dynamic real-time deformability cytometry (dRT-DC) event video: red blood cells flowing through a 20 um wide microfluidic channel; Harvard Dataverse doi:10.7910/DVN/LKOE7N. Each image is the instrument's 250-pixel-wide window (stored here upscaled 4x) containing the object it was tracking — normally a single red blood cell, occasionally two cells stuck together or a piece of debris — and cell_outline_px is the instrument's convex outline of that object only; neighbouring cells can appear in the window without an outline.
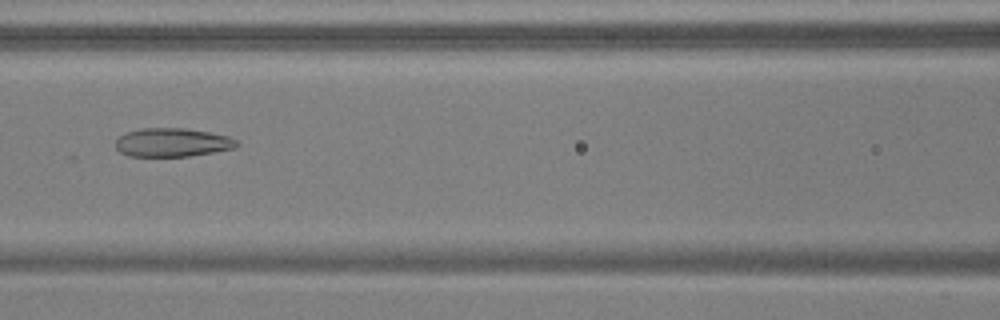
{"species": "common noctule bat (a hibernating species)", "species_latin": "Nyctalus noctula", "temperature_condition": "warm", "stored_images_in_passage": 44, "camera_frame_rate_fps": 3000, "um_per_image_px": 0.085, "animal": {"sex": "male", "body_mass_g": 17.9, "forearm_length_mm": 54.2}, "frame": {"image": 1, "passage_image": 15, "time_ms": 4.667, "image_size_px": [1000, 320], "cell_outline_px": [[240, 144], [236, 148], [188, 156], [128, 156], [120, 152], [116, 148], [116, 140], [124, 132], [140, 128], [184, 128], [208, 132], [228, 136], [236, 140]], "centroid_in_image_um": [14.63, 12.1], "position_along_channel_um": 152.0, "area_um2": 20.23}}
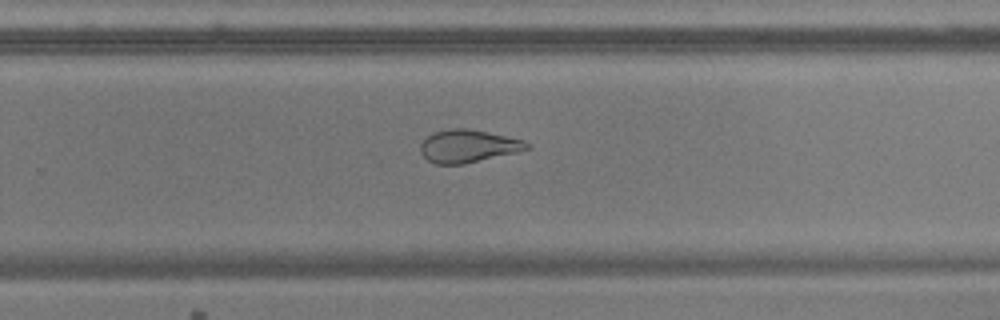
{"frame": {"image": 2, "passage_image": 26, "time_ms": 8.333, "image_size_px": [1000, 320], "cell_outline_px": [[532, 148], [516, 152], [464, 164], [436, 164], [428, 160], [420, 152], [420, 144], [432, 132], [452, 128], [464, 128], [488, 132], [524, 140], [532, 144]], "centroid_in_image_um": [39.8, 12.41], "position_along_channel_um": 290.0, "area_um2": 20.29}}
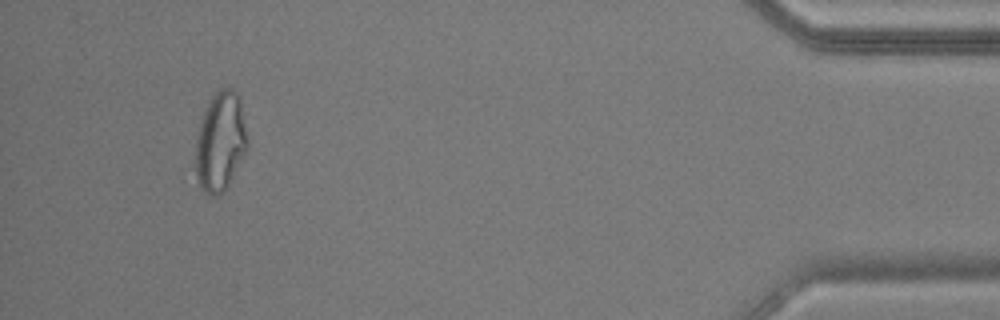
{"frame": {"image": 3, "passage_image": 41, "time_ms": 13.333, "image_size_px": [1000, 320], "cell_outline_px": [[244, 152], [228, 184], [216, 196], [208, 196], [204, 192], [200, 184], [196, 172], [196, 140], [204, 108], [208, 100], [220, 88], [228, 88], [236, 92], [240, 96], [244, 128]], "centroid_in_image_um": [18.67, 11.99], "position_along_channel_um": 416.5, "area_um2": 28.84}, "authors_computed_cell_mechanics": {"area_um2": 23.7558, "velocity_mm_per_s": 3.7921, "shape_relaxation_time_tau1_ms": null, "shape_relaxation_time_tau2_ms": 3.5902, "deformation_change_tau1": null, "deformation_change_tau2": 0.0964}}